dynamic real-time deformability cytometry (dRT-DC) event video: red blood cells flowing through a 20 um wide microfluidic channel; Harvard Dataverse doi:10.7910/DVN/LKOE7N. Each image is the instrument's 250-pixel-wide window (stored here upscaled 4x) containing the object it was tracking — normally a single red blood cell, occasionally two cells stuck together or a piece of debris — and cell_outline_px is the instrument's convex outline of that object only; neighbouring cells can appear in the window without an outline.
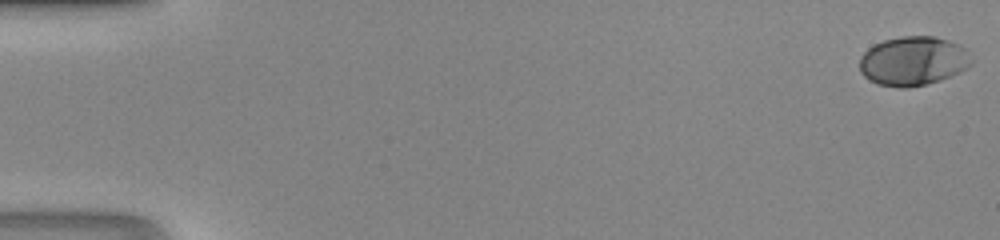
{"species": "human", "species_latin": "Homo sapiens", "temperature_condition": "room temperature", "stored_images_in_passage": 48, "camera_frame_rate_fps": 3000, "um_per_image_px": 0.085, "donor": {"sex": "male"}, "frame": {"image": 1, "passage_image": 1, "time_ms": 0.0, "image_size_px": [1000, 240], "cell_outline_px": [[972, 64], [968, 68], [960, 72], [940, 80], [908, 88], [900, 88], [876, 84], [868, 80], [860, 72], [860, 56], [872, 44], [884, 40], [904, 36], [932, 36], [948, 40], [964, 48], [972, 60]], "centroid_in_image_um": [77.58, 5.19], "position_along_channel_um": 7.4, "area_um2": 32.14}}
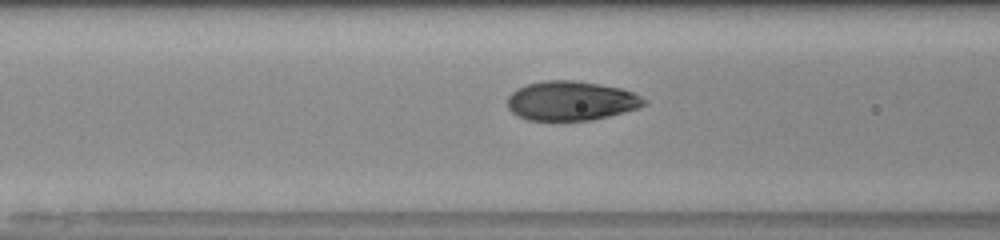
{"frame": {"image": 2, "passage_image": 21, "time_ms": 6.667, "image_size_px": [1000, 240], "cell_outline_px": [[648, 104], [640, 108], [592, 120], [528, 120], [512, 112], [508, 108], [508, 96], [516, 88], [528, 84], [544, 80], [572, 80], [600, 84], [620, 88], [632, 92], [648, 100]], "centroid_in_image_um": [48.57, 8.56], "position_along_channel_um": 118.0, "area_um2": 31.39}}
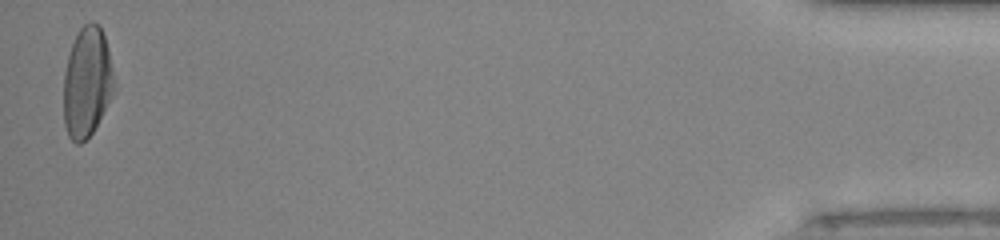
{"frame": {"image": 3, "passage_image": 48, "time_ms": 15.667, "image_size_px": [1000, 240], "cell_outline_px": [[116, 92], [92, 132], [80, 144], [76, 144], [68, 136], [64, 124], [64, 72], [68, 56], [76, 32], [88, 20], [92, 20], [100, 24], [104, 36], [108, 52], [116, 88]], "centroid_in_image_um": [7.4, 6.97], "position_along_channel_um": 427.8, "area_um2": 32.71}}